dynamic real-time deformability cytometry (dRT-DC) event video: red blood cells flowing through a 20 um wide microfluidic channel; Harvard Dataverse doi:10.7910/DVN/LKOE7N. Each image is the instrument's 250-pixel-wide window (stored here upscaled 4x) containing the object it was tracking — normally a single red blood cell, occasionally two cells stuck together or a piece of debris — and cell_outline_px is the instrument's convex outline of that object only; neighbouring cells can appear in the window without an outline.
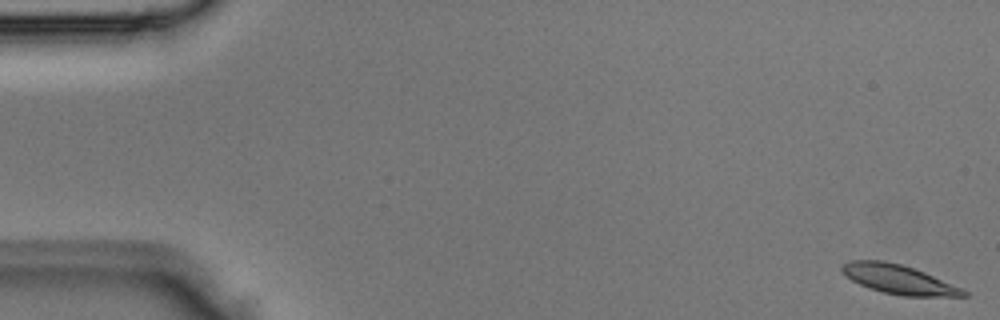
{"species": "Egyptian fruit bat (a non-hibernating species)", "species_latin": "Rousettus aegyptiacus", "temperature_condition": "room temperature", "stored_images_in_passage": 3, "camera_frame_rate_fps": 3000, "um_per_image_px": 0.085, "animal": {"sex": "male"}, "frame": {"image": 1, "passage_image": 1, "time_ms": 0.0, "image_size_px": [1000, 320], "cell_outline_px": [[968, 296], [904, 296], [884, 292], [868, 288], [852, 280], [840, 268], [848, 260], [884, 260], [900, 264], [924, 272], [964, 288], [968, 292]], "centroid_in_image_um": [76.43, 23.75], "position_along_channel_um": 8.6, "area_um2": 20.52}}